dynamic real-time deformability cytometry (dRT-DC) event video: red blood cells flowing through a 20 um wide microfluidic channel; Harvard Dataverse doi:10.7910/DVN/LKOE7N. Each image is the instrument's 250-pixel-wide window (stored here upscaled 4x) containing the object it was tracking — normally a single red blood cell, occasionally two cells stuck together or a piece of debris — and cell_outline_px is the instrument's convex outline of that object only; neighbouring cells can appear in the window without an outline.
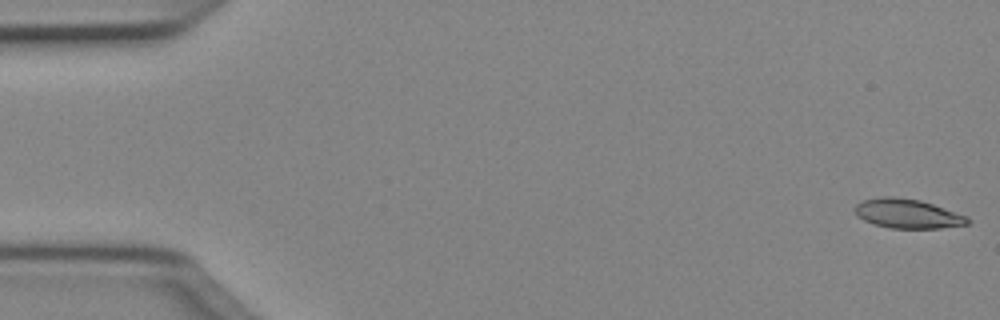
{"species": "Egyptian fruit bat (a non-hibernating species)", "species_latin": "Rousettus aegyptiacus", "temperature_condition": "cold", "stored_images_in_passage": 50, "camera_frame_rate_fps": 3000, "um_per_image_px": 0.085, "animal": {"sex": "female"}, "frame": {"image": 1, "passage_image": 1, "time_ms": 0.0, "image_size_px": [1000, 320], "cell_outline_px": [[972, 220], [968, 224], [940, 228], [892, 228], [876, 224], [864, 220], [856, 216], [852, 208], [856, 204], [864, 200], [880, 196], [892, 196], [920, 200], [968, 216]], "centroid_in_image_um": [77.13, 18.15], "position_along_channel_um": 7.9, "area_um2": 19.31}}
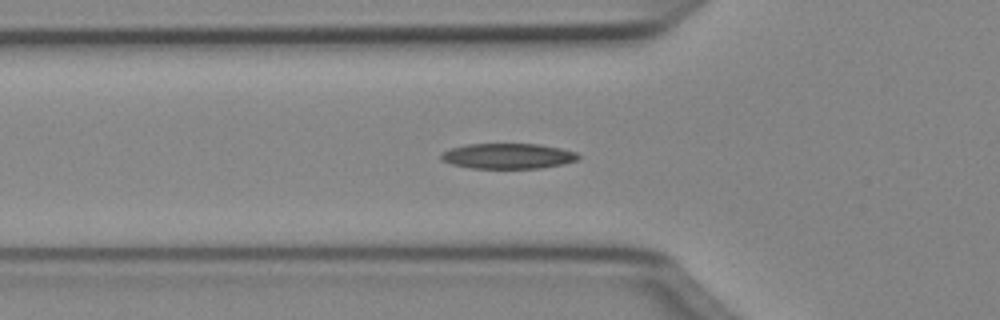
{"frame": {"image": 2, "passage_image": 17, "time_ms": 5.333, "image_size_px": [1000, 320], "cell_outline_px": [[580, 160], [564, 164], [540, 168], [472, 168], [452, 164], [440, 160], [440, 152], [464, 144], [540, 144], [560, 148], [576, 152], [580, 156]], "centroid_in_image_um": [43.18, 13.26], "position_along_channel_um": 82.6, "area_um2": 20.46}}
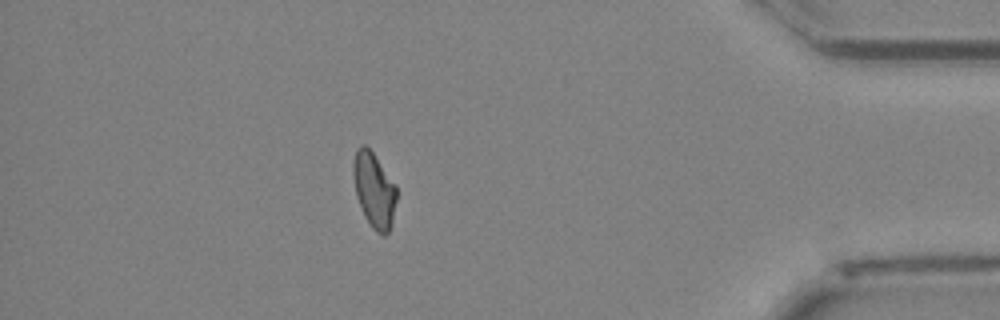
{"frame": {"image": 3, "passage_image": 44, "time_ms": 14.333, "image_size_px": [1000, 320], "cell_outline_px": [[396, 200], [392, 224], [388, 232], [384, 236], [376, 232], [372, 228], [364, 216], [356, 196], [352, 172], [352, 164], [356, 148], [360, 144], [364, 144], [372, 152], [396, 184]], "centroid_in_image_um": [31.78, 16.15], "position_along_channel_um": 403.4, "area_um2": 19.13}, "authors_computed_cell_mechanics": {"area_um2": 19.5364, "velocity_mm_per_s": 4.0561, "shape_relaxation_time_tau1_ms": 6.13, "shape_relaxation_time_tau2_ms": 3.3089, "deformation_change_tau1": 0.1675, "deformation_change_tau2": 0.1037}}